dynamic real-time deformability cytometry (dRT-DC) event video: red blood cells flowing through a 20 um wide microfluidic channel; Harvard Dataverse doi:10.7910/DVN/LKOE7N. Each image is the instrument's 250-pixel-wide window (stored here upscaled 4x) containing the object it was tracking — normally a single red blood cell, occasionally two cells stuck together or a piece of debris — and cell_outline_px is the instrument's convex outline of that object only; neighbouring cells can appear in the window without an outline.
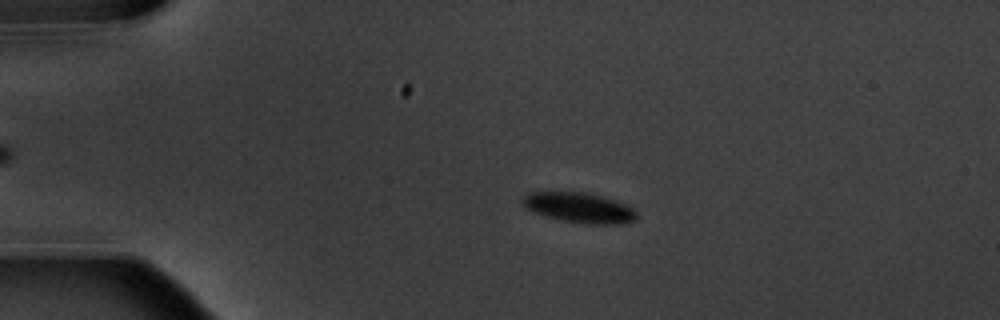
{"species": "common noctule bat (a hibernating species)", "species_latin": "Nyctalus noctula", "temperature_condition": "warm", "stored_images_in_passage": 4, "camera_frame_rate_fps": 3000, "um_per_image_px": 0.085, "animal": {"sex": "male", "body_mass_g": 20.1, "forearm_length_mm": 53.5}, "frame": {"image": 1, "passage_image": 3, "time_ms": 2.667, "image_size_px": [1000, 320], "cell_outline_px": [[636, 216], [632, 220], [620, 224], [584, 224], [560, 220], [532, 212], [520, 200], [528, 192], [588, 192], [604, 196], [616, 200], [632, 208], [636, 212]], "centroid_in_image_um": [49.21, 17.64], "position_along_channel_um": 35.8, "area_um2": 20.06}}